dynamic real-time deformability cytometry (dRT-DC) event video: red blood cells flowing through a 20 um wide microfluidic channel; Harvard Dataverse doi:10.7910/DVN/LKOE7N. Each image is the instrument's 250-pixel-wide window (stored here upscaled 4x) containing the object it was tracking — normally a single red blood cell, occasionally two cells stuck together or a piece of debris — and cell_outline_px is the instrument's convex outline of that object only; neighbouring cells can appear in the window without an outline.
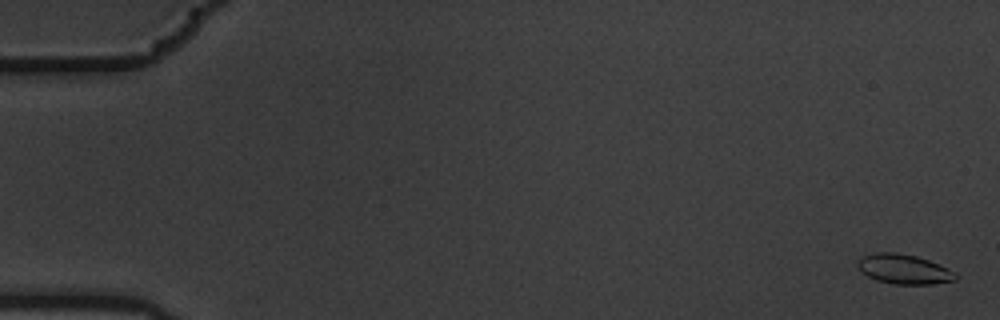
{"species": "common noctule bat (a hibernating species)", "species_latin": "Nyctalus noctula", "temperature_condition": "warm", "stored_images_in_passage": 5, "camera_frame_rate_fps": 3000, "um_per_image_px": 0.085, "animal": {"sex": "male", "body_mass_g": 19.5, "forearm_length_mm": 54.6}, "frame": {"image": 1, "passage_image": 1, "time_ms": 0.0, "image_size_px": [1000, 320], "cell_outline_px": [[956, 280], [932, 284], [892, 284], [876, 280], [860, 272], [856, 264], [856, 260], [860, 256], [876, 252], [896, 252], [916, 256], [928, 260], [948, 268], [956, 272]], "centroid_in_image_um": [76.77, 22.87], "position_along_channel_um": 8.2, "area_um2": 17.17}}
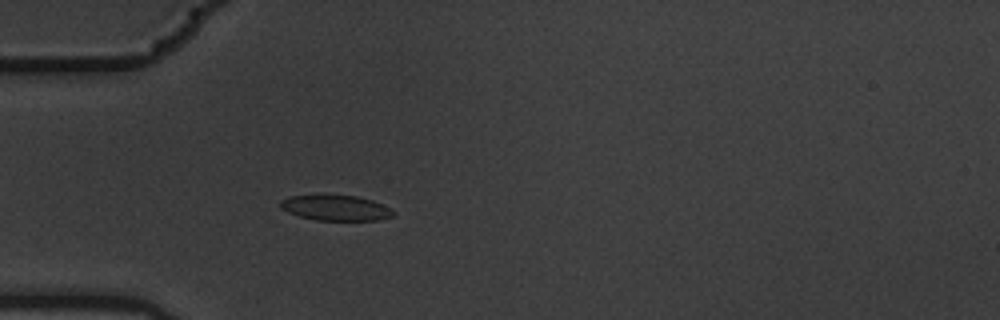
{"frame": {"image": 2, "passage_image": 5, "time_ms": 1.333, "image_size_px": [1000, 320], "cell_outline_px": [[396, 212], [392, 216], [376, 220], [316, 220], [300, 216], [288, 212], [280, 208], [280, 200], [288, 196], [356, 196], [372, 200]], "centroid_in_image_um": [28.51, 17.68], "position_along_channel_um": 56.5, "area_um2": 16.3}}